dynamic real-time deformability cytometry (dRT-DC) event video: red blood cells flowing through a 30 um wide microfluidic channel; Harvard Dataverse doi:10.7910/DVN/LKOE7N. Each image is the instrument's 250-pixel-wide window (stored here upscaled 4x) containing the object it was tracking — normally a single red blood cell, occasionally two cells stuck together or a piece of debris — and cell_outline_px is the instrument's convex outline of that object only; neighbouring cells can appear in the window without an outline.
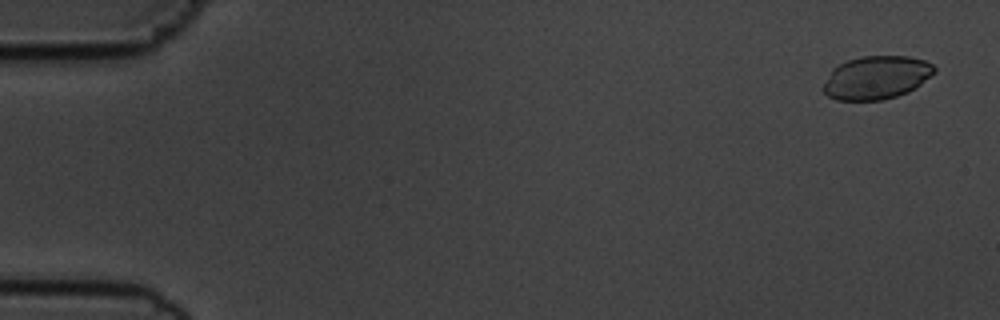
{"species": "common noctule bat (a hibernating species)", "species_latin": "Nyctalus noctula", "temperature_condition": "cold", "stored_images_in_passage": 56, "camera_frame_rate_fps": 3000, "um_per_image_px": 0.085, "animal": {"sex": "male", "body_mass_g": 19.5, "forearm_length_mm": 54.6}, "frame": {"image": 1, "passage_image": 3, "time_ms": 0.667, "image_size_px": [1000, 320], "cell_outline_px": [[936, 72], [920, 84], [908, 92], [884, 100], [836, 100], [828, 96], [820, 88], [832, 68], [848, 60], [860, 56], [908, 56], [924, 60], [932, 64], [936, 68]], "centroid_in_image_um": [74.47, 6.59], "position_along_channel_um": 10.5, "area_um2": 28.15}}
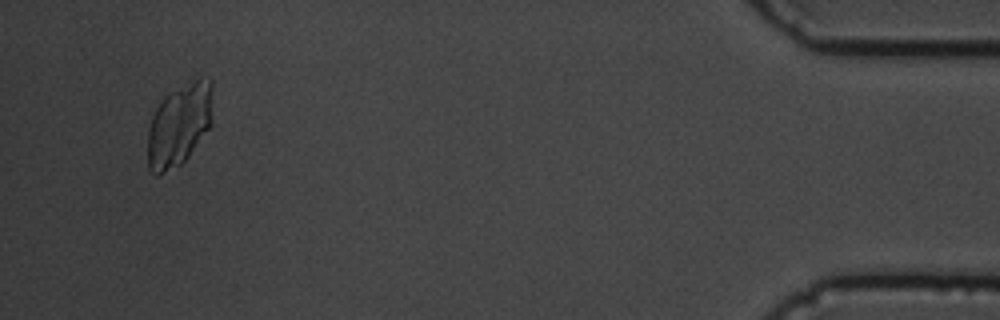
{"frame": {"image": 2, "passage_image": 54, "time_ms": 17.667, "image_size_px": [1000, 320], "cell_outline_px": [[212, 124], [188, 156], [180, 164], [156, 176], [148, 168], [148, 128], [152, 116], [156, 108], [164, 96], [200, 76], [212, 80]], "centroid_in_image_um": [15.24, 10.59], "position_along_channel_um": 420.0, "area_um2": 31.15}}